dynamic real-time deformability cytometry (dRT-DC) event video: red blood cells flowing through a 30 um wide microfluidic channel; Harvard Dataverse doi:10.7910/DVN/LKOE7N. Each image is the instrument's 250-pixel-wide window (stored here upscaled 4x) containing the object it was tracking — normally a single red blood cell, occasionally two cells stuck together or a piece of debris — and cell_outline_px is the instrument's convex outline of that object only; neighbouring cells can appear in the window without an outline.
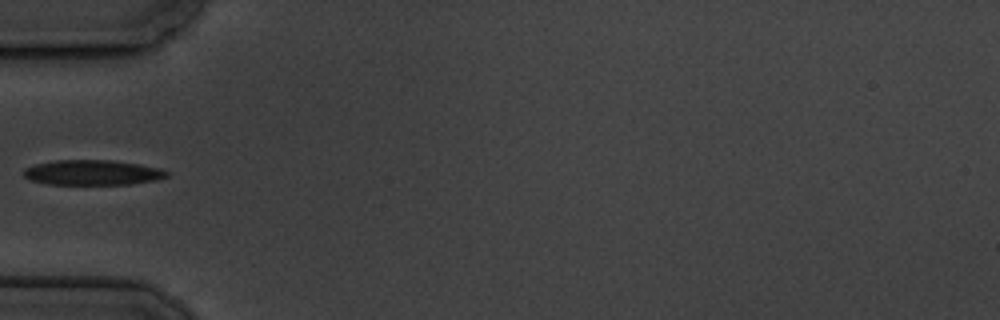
{"species": "common noctule bat (a hibernating species)", "species_latin": "Nyctalus noctula", "temperature_condition": "cold", "stored_images_in_passage": 1, "camera_frame_rate_fps": 3000, "um_per_image_px": 0.085, "animal": {"sex": "male", "body_mass_g": 19.5, "forearm_length_mm": 54.6}, "frame": {"image": 1, "passage_image": 1, "time_ms": 0.0, "image_size_px": [1000, 320], "cell_outline_px": [[168, 176], [156, 180], [128, 184], [48, 184], [28, 180], [24, 176], [24, 168], [36, 164], [56, 160], [112, 160], [136, 164], [156, 168], [168, 172]], "centroid_in_image_um": [7.8, 14.67], "position_along_channel_um": 77.2, "area_um2": 20.69}}